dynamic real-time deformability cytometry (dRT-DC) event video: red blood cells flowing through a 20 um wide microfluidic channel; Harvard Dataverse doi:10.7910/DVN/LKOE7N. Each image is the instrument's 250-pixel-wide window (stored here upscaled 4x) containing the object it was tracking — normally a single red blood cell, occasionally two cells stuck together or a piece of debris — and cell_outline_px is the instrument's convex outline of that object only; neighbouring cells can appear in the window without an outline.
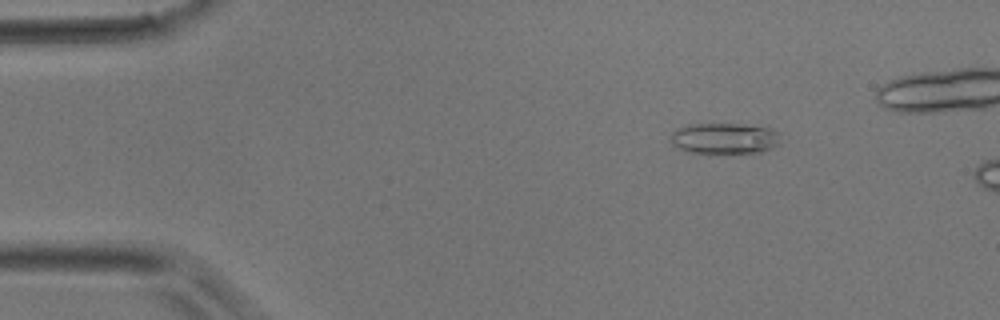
{"species": "common noctule bat (a hibernating species)", "species_latin": "Nyctalus noctula", "temperature_condition": "room temperature", "stored_images_in_passage": 3, "camera_frame_rate_fps": 3000, "um_per_image_px": 0.085, "animal": {"sex": "male", "body_mass_g": 17.9}, "frame": {"image": 1, "passage_image": 2, "time_ms": 0.333, "image_size_px": [1000, 320], "cell_outline_px": [[780, 144], [772, 148], [760, 152], [684, 152], [672, 144], [672, 132], [676, 128], [688, 124], [736, 124], [772, 128], [776, 132]], "centroid_in_image_um": [61.55, 11.75], "position_along_channel_um": 23.5, "area_um2": 19.54}}